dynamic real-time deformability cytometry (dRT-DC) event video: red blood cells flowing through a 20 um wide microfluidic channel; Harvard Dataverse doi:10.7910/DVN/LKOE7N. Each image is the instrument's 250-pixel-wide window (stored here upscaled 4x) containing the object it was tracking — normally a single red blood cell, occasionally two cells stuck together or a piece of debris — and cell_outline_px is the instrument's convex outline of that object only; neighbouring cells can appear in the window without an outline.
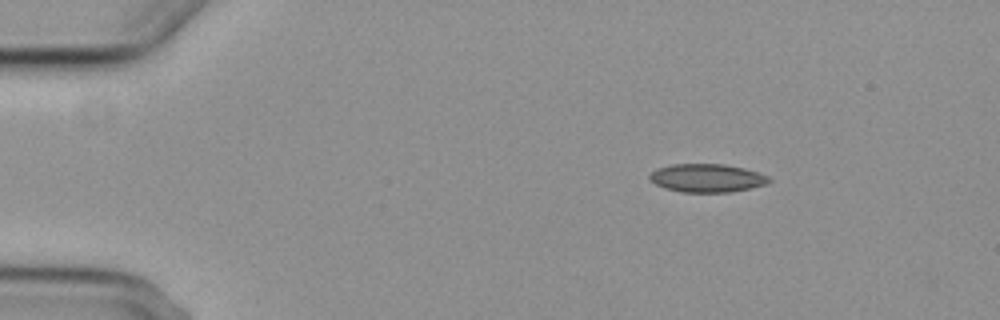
{"species": "common noctule bat (a hibernating species)", "species_latin": "Nyctalus noctula", "temperature_condition": "cold", "stored_images_in_passage": 4, "camera_frame_rate_fps": 3000, "um_per_image_px": 0.085, "animal": {"sex": "female", "body_mass_g": 29.2, "forearm_length_mm": 56.3}, "frame": {"image": 1, "passage_image": 2, "time_ms": 1.0, "image_size_px": [1000, 320], "cell_outline_px": [[772, 180], [764, 184], [732, 192], [684, 192], [664, 188], [648, 180], [648, 176], [656, 168], [672, 164], [724, 164], [744, 168], [768, 176]], "centroid_in_image_um": [60.04, 15.13], "position_along_channel_um": 25.0, "area_um2": 19.59}}